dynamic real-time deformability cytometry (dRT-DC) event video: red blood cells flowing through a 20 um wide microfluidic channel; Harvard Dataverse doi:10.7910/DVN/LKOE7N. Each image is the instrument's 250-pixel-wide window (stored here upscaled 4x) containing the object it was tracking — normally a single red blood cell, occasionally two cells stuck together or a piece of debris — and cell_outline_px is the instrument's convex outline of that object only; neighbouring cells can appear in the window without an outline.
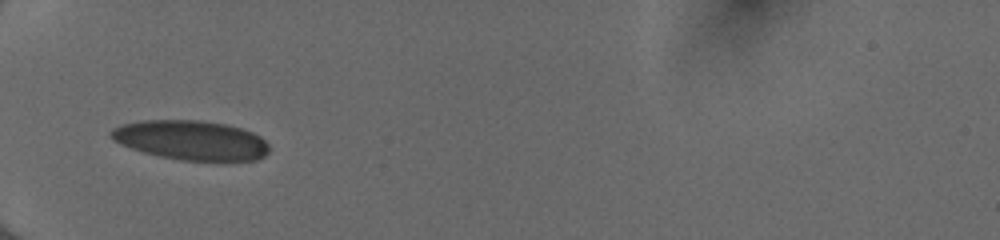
{"species": "human", "species_latin": "Homo sapiens", "temperature_condition": "cold", "stored_images_in_passage": 33, "camera_frame_rate_fps": 3000, "um_per_image_px": 0.085, "donor": {"sex": "female"}, "frame": {"image": 1, "passage_image": 1, "time_ms": 0.0, "image_size_px": [1000, 240], "cell_outline_px": [[268, 152], [264, 156], [256, 160], [180, 160], [160, 156], [144, 152], [120, 144], [108, 136], [108, 132], [112, 128], [120, 124], [140, 120], [200, 120], [224, 124], [240, 128], [252, 132], [260, 136], [268, 144]], "centroid_in_image_um": [16.19, 11.9], "position_along_channel_um": 68.8, "area_um2": 36.36}}
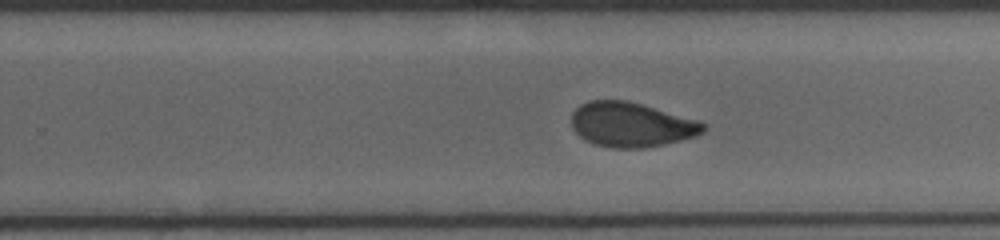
{"frame": {"image": 2, "passage_image": 17, "time_ms": 5.333, "image_size_px": [1000, 240], "cell_outline_px": [[704, 132], [696, 136], [664, 144], [644, 148], [612, 148], [596, 144], [580, 136], [572, 128], [572, 112], [580, 104], [588, 100], [628, 100], [700, 120], [704, 124]], "centroid_in_image_um": [53.67, 10.58], "position_along_channel_um": 276.1, "area_um2": 34.33}}
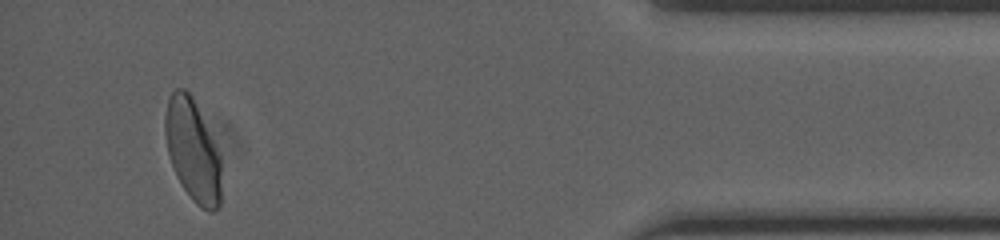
{"frame": {"image": 3, "passage_image": 31, "time_ms": 10.0, "image_size_px": [1000, 240], "cell_outline_px": [[220, 204], [212, 212], [208, 212], [200, 208], [192, 200], [176, 176], [168, 152], [164, 132], [164, 116], [168, 96], [176, 88], [184, 88], [192, 96], [220, 152]], "centroid_in_image_um": [16.36, 12.77], "position_along_channel_um": 418.8, "area_um2": 33.52}, "authors_computed_cell_mechanics": {"area_um2": 34.6222, "velocity_mm_per_s": 4.0455, "shape_relaxation_time_tau1_ms": 6.1674, "shape_relaxation_time_tau2_ms": 1.3545, "deformation_change_tau1": 0.1462, "deformation_change_tau2": 0.0619}}